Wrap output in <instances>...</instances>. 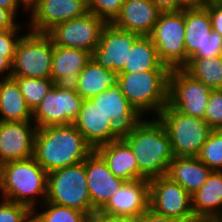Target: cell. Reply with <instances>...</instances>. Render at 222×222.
Segmentation results:
<instances>
[{
  "instance_id": "obj_1",
  "label": "cell",
  "mask_w": 222,
  "mask_h": 222,
  "mask_svg": "<svg viewBox=\"0 0 222 222\" xmlns=\"http://www.w3.org/2000/svg\"><path fill=\"white\" fill-rule=\"evenodd\" d=\"M92 151L73 123L36 131L33 157L47 173L81 163Z\"/></svg>"
},
{
  "instance_id": "obj_2",
  "label": "cell",
  "mask_w": 222,
  "mask_h": 222,
  "mask_svg": "<svg viewBox=\"0 0 222 222\" xmlns=\"http://www.w3.org/2000/svg\"><path fill=\"white\" fill-rule=\"evenodd\" d=\"M142 120L124 140L131 147L137 164L138 179L151 180L167 174L174 155L169 134L157 117Z\"/></svg>"
},
{
  "instance_id": "obj_3",
  "label": "cell",
  "mask_w": 222,
  "mask_h": 222,
  "mask_svg": "<svg viewBox=\"0 0 222 222\" xmlns=\"http://www.w3.org/2000/svg\"><path fill=\"white\" fill-rule=\"evenodd\" d=\"M47 174L34 157L1 165L0 191L3 199L35 210L38 197L42 198L38 201L41 204L46 200Z\"/></svg>"
},
{
  "instance_id": "obj_4",
  "label": "cell",
  "mask_w": 222,
  "mask_h": 222,
  "mask_svg": "<svg viewBox=\"0 0 222 222\" xmlns=\"http://www.w3.org/2000/svg\"><path fill=\"white\" fill-rule=\"evenodd\" d=\"M170 69L161 64L156 70L120 72L117 87L127 101L141 114H160L168 104Z\"/></svg>"
},
{
  "instance_id": "obj_5",
  "label": "cell",
  "mask_w": 222,
  "mask_h": 222,
  "mask_svg": "<svg viewBox=\"0 0 222 222\" xmlns=\"http://www.w3.org/2000/svg\"><path fill=\"white\" fill-rule=\"evenodd\" d=\"M45 201L78 209L90 217L96 210L91 205L84 162L49 172Z\"/></svg>"
},
{
  "instance_id": "obj_6",
  "label": "cell",
  "mask_w": 222,
  "mask_h": 222,
  "mask_svg": "<svg viewBox=\"0 0 222 222\" xmlns=\"http://www.w3.org/2000/svg\"><path fill=\"white\" fill-rule=\"evenodd\" d=\"M159 120L164 124L174 156L195 157L213 129L202 118L188 116L167 104Z\"/></svg>"
},
{
  "instance_id": "obj_7",
  "label": "cell",
  "mask_w": 222,
  "mask_h": 222,
  "mask_svg": "<svg viewBox=\"0 0 222 222\" xmlns=\"http://www.w3.org/2000/svg\"><path fill=\"white\" fill-rule=\"evenodd\" d=\"M149 36L162 64L170 70L183 69L187 65L184 9L180 12H162Z\"/></svg>"
},
{
  "instance_id": "obj_8",
  "label": "cell",
  "mask_w": 222,
  "mask_h": 222,
  "mask_svg": "<svg viewBox=\"0 0 222 222\" xmlns=\"http://www.w3.org/2000/svg\"><path fill=\"white\" fill-rule=\"evenodd\" d=\"M53 42L46 33L28 31L14 54L11 76L51 78Z\"/></svg>"
},
{
  "instance_id": "obj_9",
  "label": "cell",
  "mask_w": 222,
  "mask_h": 222,
  "mask_svg": "<svg viewBox=\"0 0 222 222\" xmlns=\"http://www.w3.org/2000/svg\"><path fill=\"white\" fill-rule=\"evenodd\" d=\"M83 99L72 84H54L32 112L37 129L73 123L79 114Z\"/></svg>"
},
{
  "instance_id": "obj_10",
  "label": "cell",
  "mask_w": 222,
  "mask_h": 222,
  "mask_svg": "<svg viewBox=\"0 0 222 222\" xmlns=\"http://www.w3.org/2000/svg\"><path fill=\"white\" fill-rule=\"evenodd\" d=\"M184 20L187 64L191 57L222 55V36L212 30L209 12L205 7L184 8Z\"/></svg>"
},
{
  "instance_id": "obj_11",
  "label": "cell",
  "mask_w": 222,
  "mask_h": 222,
  "mask_svg": "<svg viewBox=\"0 0 222 222\" xmlns=\"http://www.w3.org/2000/svg\"><path fill=\"white\" fill-rule=\"evenodd\" d=\"M211 91L184 69L170 70L168 104L182 114L204 119Z\"/></svg>"
},
{
  "instance_id": "obj_12",
  "label": "cell",
  "mask_w": 222,
  "mask_h": 222,
  "mask_svg": "<svg viewBox=\"0 0 222 222\" xmlns=\"http://www.w3.org/2000/svg\"><path fill=\"white\" fill-rule=\"evenodd\" d=\"M107 22L92 14L56 24L46 34L53 45L82 49L93 53L99 45L101 33Z\"/></svg>"
},
{
  "instance_id": "obj_13",
  "label": "cell",
  "mask_w": 222,
  "mask_h": 222,
  "mask_svg": "<svg viewBox=\"0 0 222 222\" xmlns=\"http://www.w3.org/2000/svg\"><path fill=\"white\" fill-rule=\"evenodd\" d=\"M149 208L156 213L184 222L198 221L192 211L191 195L168 176L149 180Z\"/></svg>"
},
{
  "instance_id": "obj_14",
  "label": "cell",
  "mask_w": 222,
  "mask_h": 222,
  "mask_svg": "<svg viewBox=\"0 0 222 222\" xmlns=\"http://www.w3.org/2000/svg\"><path fill=\"white\" fill-rule=\"evenodd\" d=\"M138 36L116 27L113 23H107L92 58L103 68L120 73L125 63H128L129 51Z\"/></svg>"
},
{
  "instance_id": "obj_15",
  "label": "cell",
  "mask_w": 222,
  "mask_h": 222,
  "mask_svg": "<svg viewBox=\"0 0 222 222\" xmlns=\"http://www.w3.org/2000/svg\"><path fill=\"white\" fill-rule=\"evenodd\" d=\"M91 100L110 117V131L118 139H125L143 120L142 116L116 86L110 87ZM142 118V119H141Z\"/></svg>"
},
{
  "instance_id": "obj_16",
  "label": "cell",
  "mask_w": 222,
  "mask_h": 222,
  "mask_svg": "<svg viewBox=\"0 0 222 222\" xmlns=\"http://www.w3.org/2000/svg\"><path fill=\"white\" fill-rule=\"evenodd\" d=\"M30 31L46 33L60 22L88 13L87 0H38L30 8Z\"/></svg>"
},
{
  "instance_id": "obj_17",
  "label": "cell",
  "mask_w": 222,
  "mask_h": 222,
  "mask_svg": "<svg viewBox=\"0 0 222 222\" xmlns=\"http://www.w3.org/2000/svg\"><path fill=\"white\" fill-rule=\"evenodd\" d=\"M83 162L91 205L96 211L101 210L126 181L117 178L110 171L106 161L96 150Z\"/></svg>"
},
{
  "instance_id": "obj_18",
  "label": "cell",
  "mask_w": 222,
  "mask_h": 222,
  "mask_svg": "<svg viewBox=\"0 0 222 222\" xmlns=\"http://www.w3.org/2000/svg\"><path fill=\"white\" fill-rule=\"evenodd\" d=\"M32 122L0 121V166L33 157L37 127Z\"/></svg>"
},
{
  "instance_id": "obj_19",
  "label": "cell",
  "mask_w": 222,
  "mask_h": 222,
  "mask_svg": "<svg viewBox=\"0 0 222 222\" xmlns=\"http://www.w3.org/2000/svg\"><path fill=\"white\" fill-rule=\"evenodd\" d=\"M149 199V180L137 179L125 182L100 211L132 219L149 208Z\"/></svg>"
},
{
  "instance_id": "obj_20",
  "label": "cell",
  "mask_w": 222,
  "mask_h": 222,
  "mask_svg": "<svg viewBox=\"0 0 222 222\" xmlns=\"http://www.w3.org/2000/svg\"><path fill=\"white\" fill-rule=\"evenodd\" d=\"M110 117L91 99H84L77 119L73 122L84 140L95 150L98 146L118 140L110 131Z\"/></svg>"
},
{
  "instance_id": "obj_21",
  "label": "cell",
  "mask_w": 222,
  "mask_h": 222,
  "mask_svg": "<svg viewBox=\"0 0 222 222\" xmlns=\"http://www.w3.org/2000/svg\"><path fill=\"white\" fill-rule=\"evenodd\" d=\"M161 13L152 0H124L120 14L112 23L131 33L149 36Z\"/></svg>"
},
{
  "instance_id": "obj_22",
  "label": "cell",
  "mask_w": 222,
  "mask_h": 222,
  "mask_svg": "<svg viewBox=\"0 0 222 222\" xmlns=\"http://www.w3.org/2000/svg\"><path fill=\"white\" fill-rule=\"evenodd\" d=\"M197 220L216 221L222 213V171L212 170L206 182L191 195Z\"/></svg>"
},
{
  "instance_id": "obj_23",
  "label": "cell",
  "mask_w": 222,
  "mask_h": 222,
  "mask_svg": "<svg viewBox=\"0 0 222 222\" xmlns=\"http://www.w3.org/2000/svg\"><path fill=\"white\" fill-rule=\"evenodd\" d=\"M91 58L89 51L53 45L51 79L55 84H72Z\"/></svg>"
},
{
  "instance_id": "obj_24",
  "label": "cell",
  "mask_w": 222,
  "mask_h": 222,
  "mask_svg": "<svg viewBox=\"0 0 222 222\" xmlns=\"http://www.w3.org/2000/svg\"><path fill=\"white\" fill-rule=\"evenodd\" d=\"M106 161L110 171L126 182L138 179V164L135 155L124 140H114L95 149Z\"/></svg>"
},
{
  "instance_id": "obj_25",
  "label": "cell",
  "mask_w": 222,
  "mask_h": 222,
  "mask_svg": "<svg viewBox=\"0 0 222 222\" xmlns=\"http://www.w3.org/2000/svg\"><path fill=\"white\" fill-rule=\"evenodd\" d=\"M118 79V72L103 68L91 58L72 85L84 100L91 99L110 87L116 86Z\"/></svg>"
},
{
  "instance_id": "obj_26",
  "label": "cell",
  "mask_w": 222,
  "mask_h": 222,
  "mask_svg": "<svg viewBox=\"0 0 222 222\" xmlns=\"http://www.w3.org/2000/svg\"><path fill=\"white\" fill-rule=\"evenodd\" d=\"M211 169L196 157L174 156L166 176L180 184L190 195L196 192L207 180Z\"/></svg>"
},
{
  "instance_id": "obj_27",
  "label": "cell",
  "mask_w": 222,
  "mask_h": 222,
  "mask_svg": "<svg viewBox=\"0 0 222 222\" xmlns=\"http://www.w3.org/2000/svg\"><path fill=\"white\" fill-rule=\"evenodd\" d=\"M0 115L4 122L32 121V111L13 77L0 79Z\"/></svg>"
},
{
  "instance_id": "obj_28",
  "label": "cell",
  "mask_w": 222,
  "mask_h": 222,
  "mask_svg": "<svg viewBox=\"0 0 222 222\" xmlns=\"http://www.w3.org/2000/svg\"><path fill=\"white\" fill-rule=\"evenodd\" d=\"M157 49L150 36H138L129 51L128 63L121 72H144L156 70L160 65Z\"/></svg>"
},
{
  "instance_id": "obj_29",
  "label": "cell",
  "mask_w": 222,
  "mask_h": 222,
  "mask_svg": "<svg viewBox=\"0 0 222 222\" xmlns=\"http://www.w3.org/2000/svg\"><path fill=\"white\" fill-rule=\"evenodd\" d=\"M198 81L208 85L212 90H220L222 84V55L210 58L191 57L183 68Z\"/></svg>"
},
{
  "instance_id": "obj_30",
  "label": "cell",
  "mask_w": 222,
  "mask_h": 222,
  "mask_svg": "<svg viewBox=\"0 0 222 222\" xmlns=\"http://www.w3.org/2000/svg\"><path fill=\"white\" fill-rule=\"evenodd\" d=\"M45 211L33 210V222H89V216L78 209L44 201Z\"/></svg>"
},
{
  "instance_id": "obj_31",
  "label": "cell",
  "mask_w": 222,
  "mask_h": 222,
  "mask_svg": "<svg viewBox=\"0 0 222 222\" xmlns=\"http://www.w3.org/2000/svg\"><path fill=\"white\" fill-rule=\"evenodd\" d=\"M11 77L17 81L26 104L32 112L40 104L50 88L55 84L51 78Z\"/></svg>"
},
{
  "instance_id": "obj_32",
  "label": "cell",
  "mask_w": 222,
  "mask_h": 222,
  "mask_svg": "<svg viewBox=\"0 0 222 222\" xmlns=\"http://www.w3.org/2000/svg\"><path fill=\"white\" fill-rule=\"evenodd\" d=\"M195 157L211 170L222 171V130H213Z\"/></svg>"
},
{
  "instance_id": "obj_33",
  "label": "cell",
  "mask_w": 222,
  "mask_h": 222,
  "mask_svg": "<svg viewBox=\"0 0 222 222\" xmlns=\"http://www.w3.org/2000/svg\"><path fill=\"white\" fill-rule=\"evenodd\" d=\"M0 222H33V210L4 199L0 202Z\"/></svg>"
},
{
  "instance_id": "obj_34",
  "label": "cell",
  "mask_w": 222,
  "mask_h": 222,
  "mask_svg": "<svg viewBox=\"0 0 222 222\" xmlns=\"http://www.w3.org/2000/svg\"><path fill=\"white\" fill-rule=\"evenodd\" d=\"M124 0H87L88 12L112 23L120 14Z\"/></svg>"
},
{
  "instance_id": "obj_35",
  "label": "cell",
  "mask_w": 222,
  "mask_h": 222,
  "mask_svg": "<svg viewBox=\"0 0 222 222\" xmlns=\"http://www.w3.org/2000/svg\"><path fill=\"white\" fill-rule=\"evenodd\" d=\"M204 120L213 130H222V90H212Z\"/></svg>"
},
{
  "instance_id": "obj_36",
  "label": "cell",
  "mask_w": 222,
  "mask_h": 222,
  "mask_svg": "<svg viewBox=\"0 0 222 222\" xmlns=\"http://www.w3.org/2000/svg\"><path fill=\"white\" fill-rule=\"evenodd\" d=\"M19 29L0 31V55L13 62L16 46L23 35H16Z\"/></svg>"
},
{
  "instance_id": "obj_37",
  "label": "cell",
  "mask_w": 222,
  "mask_h": 222,
  "mask_svg": "<svg viewBox=\"0 0 222 222\" xmlns=\"http://www.w3.org/2000/svg\"><path fill=\"white\" fill-rule=\"evenodd\" d=\"M204 7L209 12L212 30L222 36V1L213 0Z\"/></svg>"
},
{
  "instance_id": "obj_38",
  "label": "cell",
  "mask_w": 222,
  "mask_h": 222,
  "mask_svg": "<svg viewBox=\"0 0 222 222\" xmlns=\"http://www.w3.org/2000/svg\"><path fill=\"white\" fill-rule=\"evenodd\" d=\"M131 222H184V221L158 214L154 210L148 208L145 212L132 218Z\"/></svg>"
},
{
  "instance_id": "obj_39",
  "label": "cell",
  "mask_w": 222,
  "mask_h": 222,
  "mask_svg": "<svg viewBox=\"0 0 222 222\" xmlns=\"http://www.w3.org/2000/svg\"><path fill=\"white\" fill-rule=\"evenodd\" d=\"M162 12H180L187 6L181 0H152Z\"/></svg>"
},
{
  "instance_id": "obj_40",
  "label": "cell",
  "mask_w": 222,
  "mask_h": 222,
  "mask_svg": "<svg viewBox=\"0 0 222 222\" xmlns=\"http://www.w3.org/2000/svg\"><path fill=\"white\" fill-rule=\"evenodd\" d=\"M16 16L7 9L0 7V31L7 29H20L18 23H15Z\"/></svg>"
},
{
  "instance_id": "obj_41",
  "label": "cell",
  "mask_w": 222,
  "mask_h": 222,
  "mask_svg": "<svg viewBox=\"0 0 222 222\" xmlns=\"http://www.w3.org/2000/svg\"><path fill=\"white\" fill-rule=\"evenodd\" d=\"M89 222H131V219L123 216H112L97 210L89 217Z\"/></svg>"
},
{
  "instance_id": "obj_42",
  "label": "cell",
  "mask_w": 222,
  "mask_h": 222,
  "mask_svg": "<svg viewBox=\"0 0 222 222\" xmlns=\"http://www.w3.org/2000/svg\"><path fill=\"white\" fill-rule=\"evenodd\" d=\"M8 71V72H7ZM7 75H3L5 73ZM12 74V62L8 59L0 55V75H3V79L11 77ZM0 77V79L2 78Z\"/></svg>"
},
{
  "instance_id": "obj_43",
  "label": "cell",
  "mask_w": 222,
  "mask_h": 222,
  "mask_svg": "<svg viewBox=\"0 0 222 222\" xmlns=\"http://www.w3.org/2000/svg\"><path fill=\"white\" fill-rule=\"evenodd\" d=\"M20 4L19 0H0V7L10 10L15 16Z\"/></svg>"
},
{
  "instance_id": "obj_44",
  "label": "cell",
  "mask_w": 222,
  "mask_h": 222,
  "mask_svg": "<svg viewBox=\"0 0 222 222\" xmlns=\"http://www.w3.org/2000/svg\"><path fill=\"white\" fill-rule=\"evenodd\" d=\"M187 7H204L213 0H181Z\"/></svg>"
},
{
  "instance_id": "obj_45",
  "label": "cell",
  "mask_w": 222,
  "mask_h": 222,
  "mask_svg": "<svg viewBox=\"0 0 222 222\" xmlns=\"http://www.w3.org/2000/svg\"><path fill=\"white\" fill-rule=\"evenodd\" d=\"M22 6L29 11V9L38 1V0H19Z\"/></svg>"
},
{
  "instance_id": "obj_46",
  "label": "cell",
  "mask_w": 222,
  "mask_h": 222,
  "mask_svg": "<svg viewBox=\"0 0 222 222\" xmlns=\"http://www.w3.org/2000/svg\"><path fill=\"white\" fill-rule=\"evenodd\" d=\"M196 222H217V221H213V220H198Z\"/></svg>"
},
{
  "instance_id": "obj_47",
  "label": "cell",
  "mask_w": 222,
  "mask_h": 222,
  "mask_svg": "<svg viewBox=\"0 0 222 222\" xmlns=\"http://www.w3.org/2000/svg\"><path fill=\"white\" fill-rule=\"evenodd\" d=\"M216 221L217 222H222V213H221V215L218 217V219Z\"/></svg>"
}]
</instances>
